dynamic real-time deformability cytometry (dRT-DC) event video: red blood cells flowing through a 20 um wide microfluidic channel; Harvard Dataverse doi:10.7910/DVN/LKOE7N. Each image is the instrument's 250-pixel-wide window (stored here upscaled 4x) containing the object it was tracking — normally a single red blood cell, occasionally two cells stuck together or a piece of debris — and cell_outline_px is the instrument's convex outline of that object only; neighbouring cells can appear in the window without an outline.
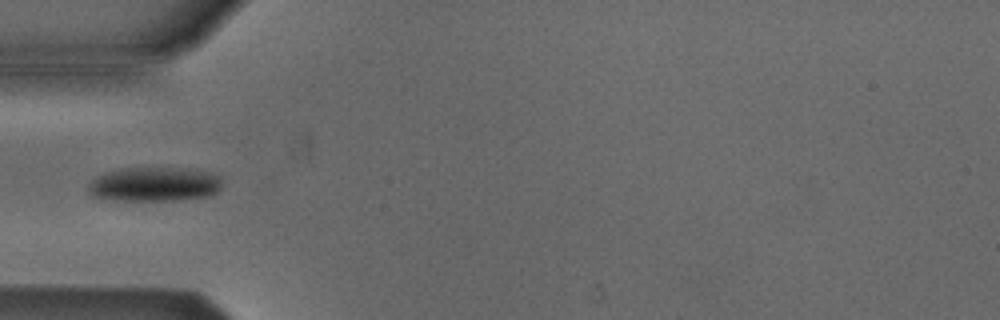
{"species": "Egyptian fruit bat (a non-hibernating species)", "species_latin": "Rousettus aegyptiacus", "temperature_condition": "cold", "stored_images_in_passage": 4, "camera_frame_rate_fps": 3000, "um_per_image_px": 0.085, "animal": {"sex": "male"}, "frame": {"image": 1, "passage_image": 3, "time_ms": 2.667, "image_size_px": [1000, 320], "cell_outline_px": [[220, 188], [212, 196], [180, 200], [112, 200], [92, 196], [88, 192], [88, 184], [96, 176], [104, 172], [120, 168], [196, 168], [220, 176]], "centroid_in_image_um": [13.12, 15.66], "position_along_channel_um": 71.9, "area_um2": 27.17}}
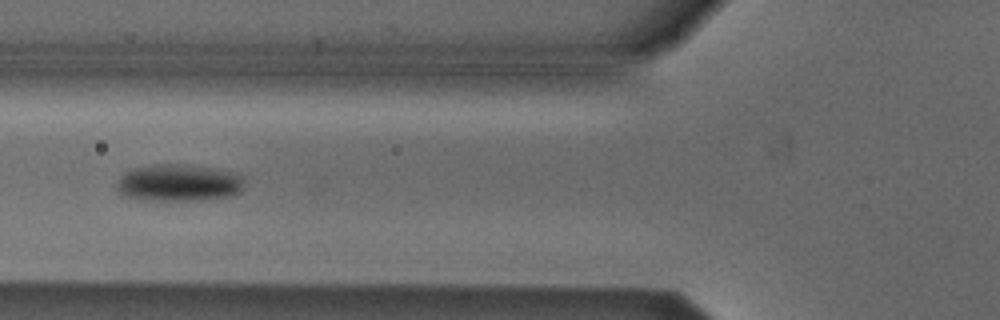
{"frame": {"image": 2, "passage_image": 4, "time_ms": 3.667, "image_size_px": [1000, 320], "cell_outline_px": [[244, 188], [236, 196], [200, 200], [136, 200], [120, 196], [116, 188], [116, 180], [124, 172], [136, 168], [160, 164], [184, 164], [216, 168], [236, 172], [244, 180]], "centroid_in_image_um": [15.19, 15.56], "position_along_channel_um": 110.6, "area_um2": 28.26}}